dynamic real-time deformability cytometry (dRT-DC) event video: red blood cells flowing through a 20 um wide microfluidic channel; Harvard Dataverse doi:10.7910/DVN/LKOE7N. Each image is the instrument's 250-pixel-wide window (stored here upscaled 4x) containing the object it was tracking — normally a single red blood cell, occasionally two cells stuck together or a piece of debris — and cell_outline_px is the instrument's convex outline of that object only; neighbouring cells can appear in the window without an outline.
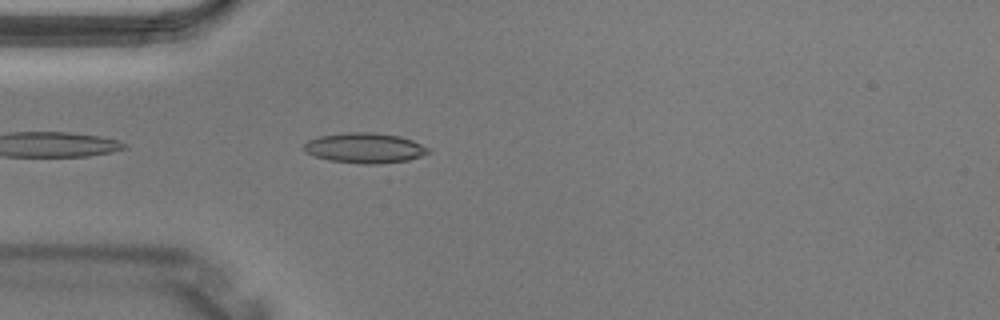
{"species": "Egyptian fruit bat (a non-hibernating species)", "species_latin": "Rousettus aegyptiacus", "temperature_condition": "warm", "stored_images_in_passage": 1, "camera_frame_rate_fps": 3000, "um_per_image_px": 0.085, "animal": {"sex": "male"}, "frame": {"image": 1, "passage_image": 1, "time_ms": 0.0, "image_size_px": [1000, 320], "cell_outline_px": [[432, 152], [408, 160], [380, 164], [364, 164], [328, 160], [304, 152], [304, 144], [308, 140], [320, 136], [344, 132], [372, 132], [400, 136], [412, 140], [428, 148]], "centroid_in_image_um": [31.0, 12.58], "position_along_channel_um": 54.0, "area_um2": 21.91}}